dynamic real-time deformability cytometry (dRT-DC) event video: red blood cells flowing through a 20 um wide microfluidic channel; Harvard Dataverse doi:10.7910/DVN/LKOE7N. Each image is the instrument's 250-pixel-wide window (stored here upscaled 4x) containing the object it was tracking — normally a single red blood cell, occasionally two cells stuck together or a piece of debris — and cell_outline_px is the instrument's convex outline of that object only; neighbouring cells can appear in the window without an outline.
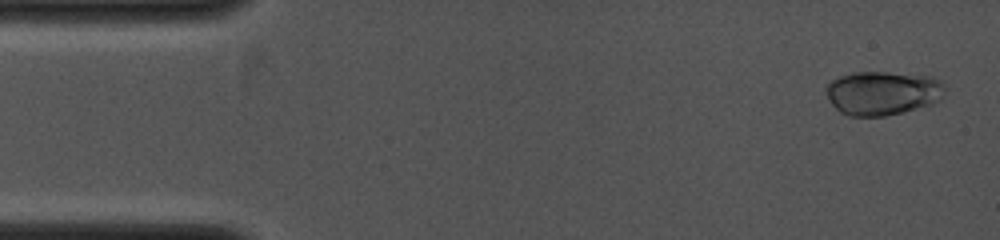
{"species": "common noctule bat (a hibernating species)", "species_latin": "Nyctalus noctula", "temperature_condition": "cold", "stored_images_in_passage": 3, "camera_frame_rate_fps": 4000, "um_per_image_px": 0.085, "animal": {"sex": "female", "body_mass_g": 19.0, "forearm_length_mm": 53.3}, "frame": {"image": 1, "passage_image": 1, "time_ms": 0.0, "image_size_px": [1000, 240], "cell_outline_px": [[944, 96], [940, 100], [932, 104], [904, 112], [884, 116], [848, 116], [840, 112], [832, 104], [824, 88], [832, 80], [840, 76], [852, 72], [888, 72], [932, 76], [940, 80], [944, 88]], "centroid_in_image_um": [75.03, 7.9], "position_along_channel_um": 10.0, "area_um2": 30.63}}
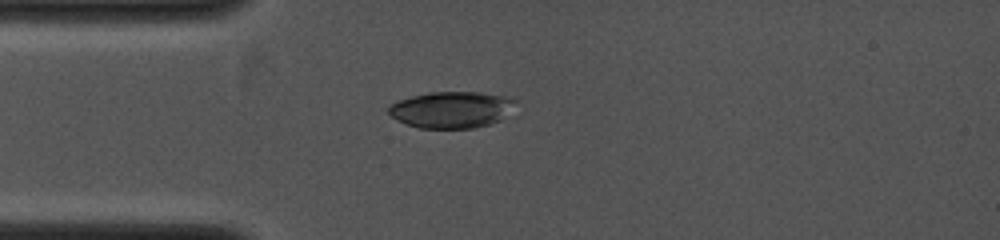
{"frame": {"image": 2, "passage_image": 3, "time_ms": 2.75, "image_size_px": [1000, 240], "cell_outline_px": [[520, 100], [500, 120], [488, 124], [472, 128], [420, 128], [396, 120], [388, 112], [388, 104], [412, 96], [432, 92], [480, 92], [504, 96]], "centroid_in_image_um": [38.38, 9.31], "position_along_channel_um": 46.6, "area_um2": 26.88}}